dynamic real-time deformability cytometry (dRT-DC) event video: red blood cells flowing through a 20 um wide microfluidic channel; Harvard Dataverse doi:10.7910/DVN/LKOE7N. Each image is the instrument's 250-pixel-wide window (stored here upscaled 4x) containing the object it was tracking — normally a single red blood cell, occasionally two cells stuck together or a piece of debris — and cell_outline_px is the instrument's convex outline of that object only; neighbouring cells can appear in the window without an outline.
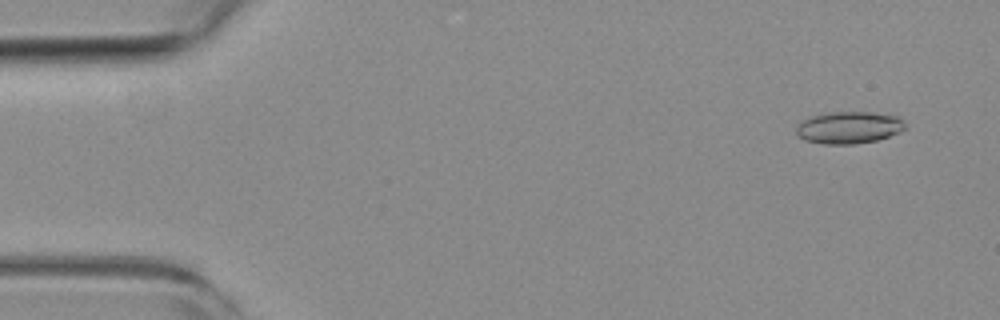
{"species": "common noctule bat (a hibernating species)", "species_latin": "Nyctalus noctula", "temperature_condition": "room temperature", "stored_images_in_passage": 54, "camera_frame_rate_fps": 3000, "um_per_image_px": 0.085, "animal": {"sex": "female", "body_mass_g": 19.3, "forearm_length_mm": 54.1}, "frame": {"image": 1, "passage_image": 4, "time_ms": 1.0, "image_size_px": [1000, 320], "cell_outline_px": [[908, 128], [900, 132], [876, 140], [856, 144], [824, 144], [804, 140], [796, 136], [796, 128], [804, 120], [812, 116], [828, 112], [872, 112], [896, 116], [904, 120]], "centroid_in_image_um": [72.18, 10.84], "position_along_channel_um": 12.8, "area_um2": 20.46}}
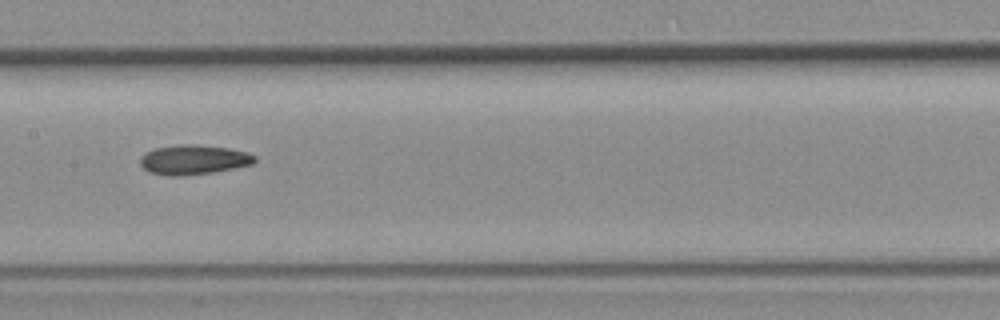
{"frame": {"image": 2, "passage_image": 27, "time_ms": 8.667, "image_size_px": [1000, 320], "cell_outline_px": [[256, 160], [252, 164], [212, 172], [184, 176], [168, 176], [148, 172], [140, 164], [140, 156], [152, 148], [180, 144], [188, 144], [228, 148], [248, 152], [256, 156]], "centroid_in_image_um": [16.41, 13.57], "position_along_channel_um": 191.0, "area_um2": 19.83}}
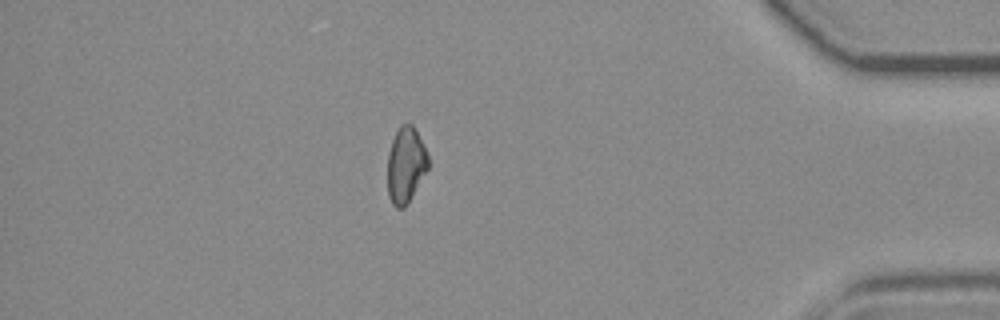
{"frame": {"image": 3, "passage_image": 47, "time_ms": 15.333, "image_size_px": [1000, 320], "cell_outline_px": [[428, 168], [408, 204], [404, 208], [396, 208], [392, 204], [388, 196], [388, 152], [392, 140], [400, 124], [412, 124], [428, 156]], "centroid_in_image_um": [34.47, 14.06], "position_along_channel_um": 400.7, "area_um2": 17.8}}